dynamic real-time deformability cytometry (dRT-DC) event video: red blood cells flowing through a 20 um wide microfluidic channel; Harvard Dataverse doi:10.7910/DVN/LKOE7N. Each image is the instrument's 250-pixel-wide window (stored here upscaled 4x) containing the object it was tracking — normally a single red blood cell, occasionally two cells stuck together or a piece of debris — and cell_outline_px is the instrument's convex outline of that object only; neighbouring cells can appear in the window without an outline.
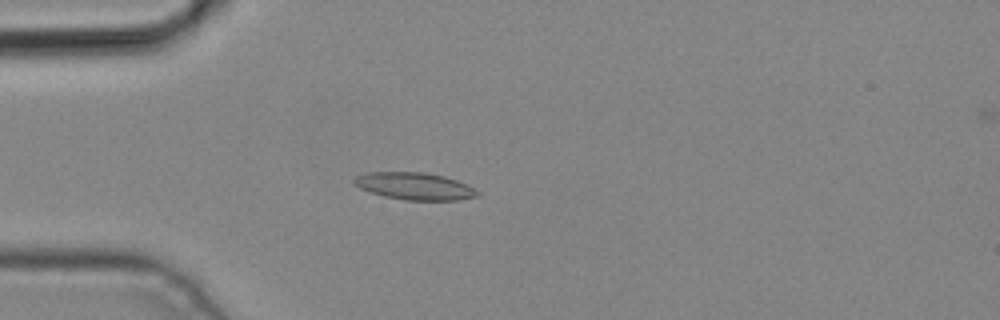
{"species": "common noctule bat (a hibernating species)", "species_latin": "Nyctalus noctula", "temperature_condition": "cold", "stored_images_in_passage": 4, "camera_frame_rate_fps": 3000, "um_per_image_px": 0.085, "animal": {"sex": "male", "body_mass_g": 19.2, "forearm_length_mm": 51.8}, "frame": {"image": 1, "passage_image": 4, "time_ms": 1.0, "image_size_px": [1000, 320], "cell_outline_px": [[480, 192], [476, 196], [460, 200], [404, 200], [384, 196], [360, 188], [352, 180], [356, 176], [368, 172], [424, 172], [444, 176], [456, 180]], "centroid_in_image_um": [35.23, 15.82], "position_along_channel_um": 49.8, "area_um2": 19.31}}